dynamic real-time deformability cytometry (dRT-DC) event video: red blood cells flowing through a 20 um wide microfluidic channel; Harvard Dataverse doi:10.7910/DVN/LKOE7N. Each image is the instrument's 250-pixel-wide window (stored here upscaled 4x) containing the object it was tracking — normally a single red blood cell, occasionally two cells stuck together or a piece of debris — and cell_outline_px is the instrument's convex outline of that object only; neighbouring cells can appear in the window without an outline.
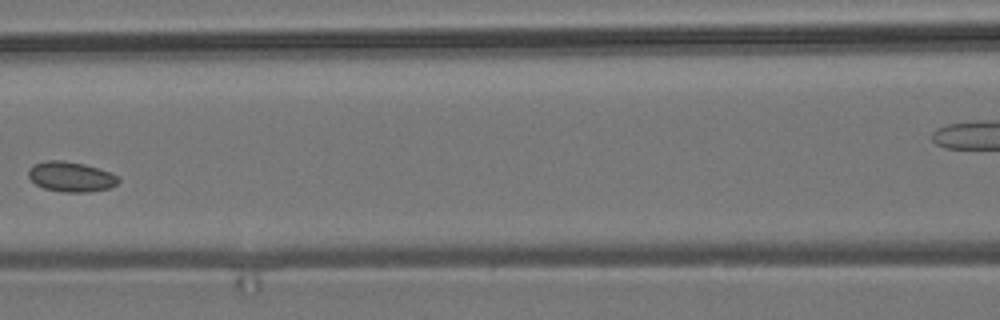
{"species": "common noctule bat (a hibernating species)", "species_latin": "Nyctalus noctula", "temperature_condition": "room temperature", "stored_images_in_passage": 7, "camera_frame_rate_fps": 3000, "um_per_image_px": 0.085, "animal": {"sex": "male", "body_mass_g": 19.2, "forearm_length_mm": 51.8}, "frame": {"image": 1, "passage_image": 6, "time_ms": 1.667, "image_size_px": [1000, 320], "cell_outline_px": [[120, 180], [116, 184], [108, 188], [88, 192], [64, 192], [44, 188], [36, 184], [28, 176], [28, 168], [32, 164], [48, 160], [64, 160], [84, 164], [120, 176]], "centroid_in_image_um": [6.0, 15.01], "position_along_channel_um": 160.6, "area_um2": 15.72}}
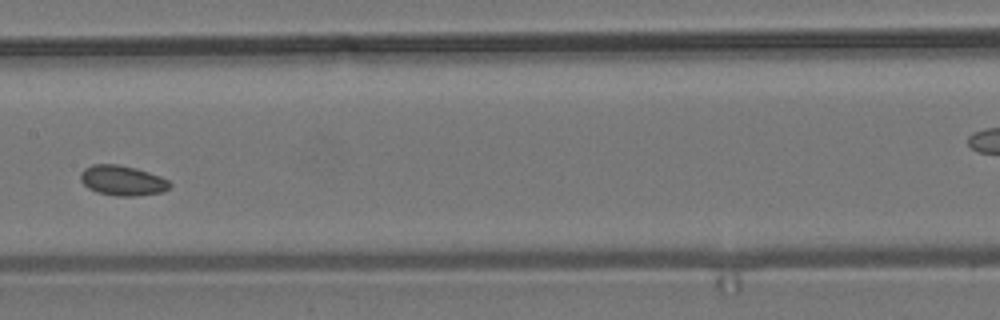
{"frame": {"image": 2, "passage_image": 7, "time_ms": 2.0, "image_size_px": [1000, 320], "cell_outline_px": [[172, 184], [164, 192], [136, 196], [116, 196], [96, 192], [88, 188], [80, 180], [80, 172], [84, 168], [92, 164], [116, 164], [136, 168], [160, 176], [168, 180]], "centroid_in_image_um": [10.39, 15.35], "position_along_channel_um": 197.0, "area_um2": 15.78}}